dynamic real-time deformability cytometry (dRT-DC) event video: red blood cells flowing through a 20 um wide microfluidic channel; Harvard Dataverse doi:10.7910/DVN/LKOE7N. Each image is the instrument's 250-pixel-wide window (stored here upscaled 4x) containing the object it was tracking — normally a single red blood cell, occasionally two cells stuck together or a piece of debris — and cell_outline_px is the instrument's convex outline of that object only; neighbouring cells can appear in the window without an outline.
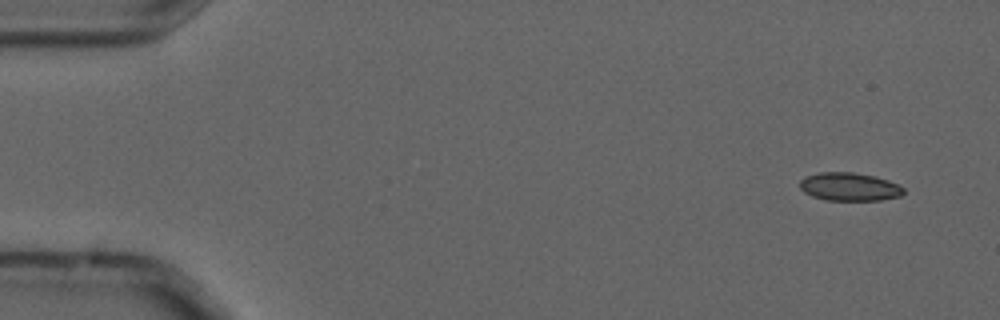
{"species": "common noctule bat (a hibernating species)", "species_latin": "Nyctalus noctula", "temperature_condition": "cold", "stored_images_in_passage": 4, "camera_frame_rate_fps": 3000, "um_per_image_px": 0.085, "animal": {"sex": "male", "forearm_length_mm": 52.5}, "frame": {"image": 1, "passage_image": 1, "time_ms": 0.0, "image_size_px": [1000, 320], "cell_outline_px": [[904, 192], [900, 196], [880, 200], [824, 200], [812, 196], [804, 192], [800, 188], [800, 180], [804, 176], [820, 172], [852, 172], [876, 176], [888, 180], [904, 188]], "centroid_in_image_um": [72.17, 15.87], "position_along_channel_um": 12.8, "area_um2": 17.11}}
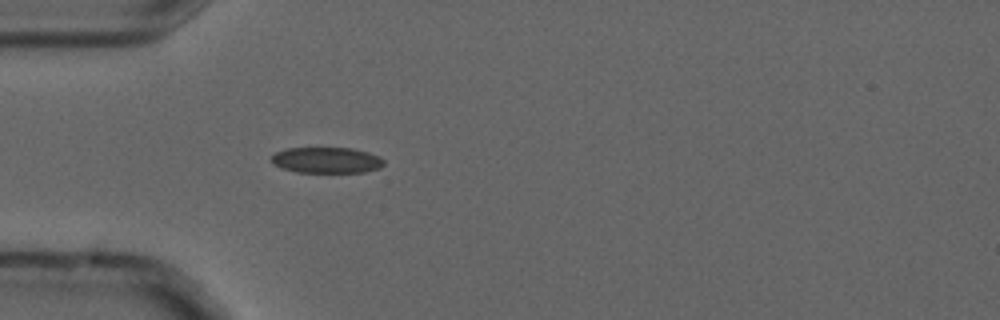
{"frame": {"image": 2, "passage_image": 4, "time_ms": 1.0, "image_size_px": [1000, 320], "cell_outline_px": [[384, 164], [380, 168], [364, 172], [296, 172], [280, 168], [272, 160], [272, 156], [276, 152], [284, 148], [352, 148], [368, 152], [380, 156], [384, 160]], "centroid_in_image_um": [27.79, 13.61], "position_along_channel_um": 57.2, "area_um2": 16.99}}